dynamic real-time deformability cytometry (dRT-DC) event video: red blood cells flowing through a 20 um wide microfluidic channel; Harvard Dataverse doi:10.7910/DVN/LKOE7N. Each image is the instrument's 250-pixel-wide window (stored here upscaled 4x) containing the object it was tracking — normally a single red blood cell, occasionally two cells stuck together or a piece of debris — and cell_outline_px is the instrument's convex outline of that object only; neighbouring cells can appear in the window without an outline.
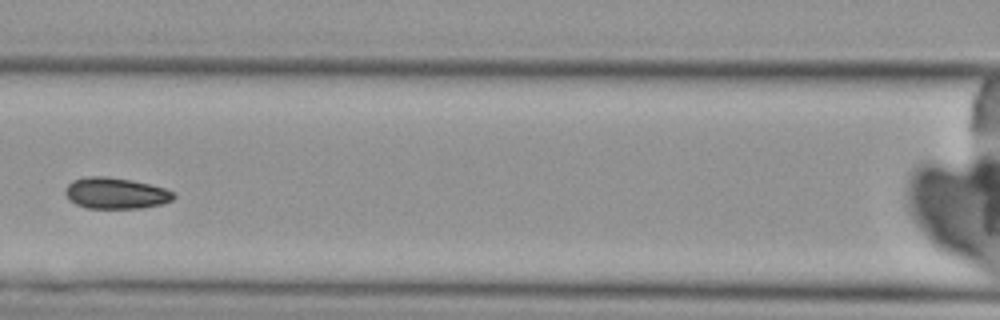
{"species": "Egyptian fruit bat (a non-hibernating species)", "species_latin": "Rousettus aegyptiacus", "temperature_condition": "cold", "stored_images_in_passage": 4, "camera_frame_rate_fps": 3000, "um_per_image_px": 0.085, "animal": {"sex": "female"}, "frame": {"image": 1, "passage_image": 4, "time_ms": 3.667, "image_size_px": [1000, 320], "cell_outline_px": [[176, 196], [172, 200], [160, 204], [140, 208], [88, 208], [76, 204], [68, 200], [64, 192], [64, 188], [72, 180], [88, 176], [108, 176], [132, 180], [164, 188], [172, 192]], "centroid_in_image_um": [9.78, 16.41], "position_along_channel_um": 156.8, "area_um2": 19.71}}